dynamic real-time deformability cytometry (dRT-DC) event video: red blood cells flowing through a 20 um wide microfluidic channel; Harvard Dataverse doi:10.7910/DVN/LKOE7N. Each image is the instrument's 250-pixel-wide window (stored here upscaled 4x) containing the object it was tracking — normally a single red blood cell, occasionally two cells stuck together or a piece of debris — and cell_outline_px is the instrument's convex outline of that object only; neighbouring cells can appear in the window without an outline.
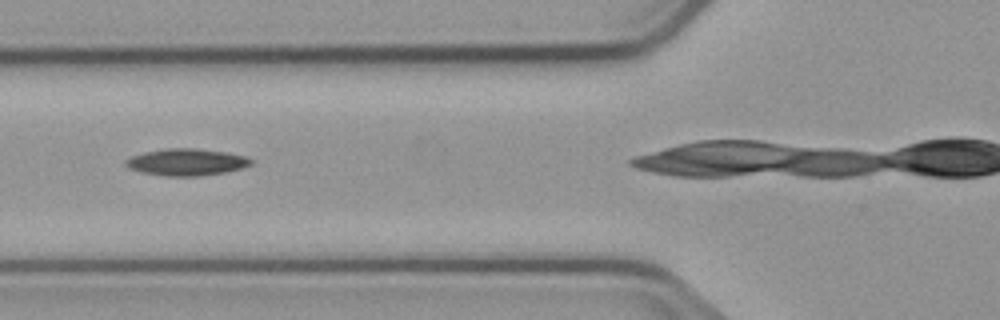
{"species": "common noctule bat (a hibernating species)", "species_latin": "Nyctalus noctula", "temperature_condition": "cold", "stored_images_in_passage": 3, "camera_frame_rate_fps": 3000, "um_per_image_px": 0.085, "animal": {"sex": "male", "body_mass_g": 23.1, "forearm_length_mm": 52.7}, "frame": {"image": 1, "passage_image": 2, "time_ms": 1.0, "image_size_px": [1000, 320], "cell_outline_px": [[252, 164], [240, 168], [224, 172], [200, 176], [164, 176], [140, 172], [128, 168], [124, 164], [124, 160], [132, 156], [144, 152], [168, 148], [196, 148], [224, 152], [248, 156], [252, 160]], "centroid_in_image_um": [15.82, 13.78], "position_along_channel_um": 110.0, "area_um2": 19.65}}